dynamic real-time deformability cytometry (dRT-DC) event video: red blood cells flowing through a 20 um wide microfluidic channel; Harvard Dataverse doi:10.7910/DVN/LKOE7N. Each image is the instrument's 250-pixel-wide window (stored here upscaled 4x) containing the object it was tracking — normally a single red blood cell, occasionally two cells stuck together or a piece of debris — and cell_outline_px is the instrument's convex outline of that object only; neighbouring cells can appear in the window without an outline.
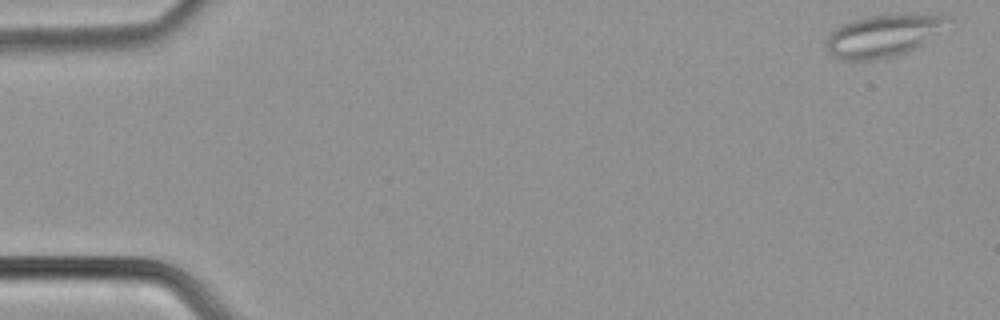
{"species": "common noctule bat (a hibernating species)", "species_latin": "Nyctalus noctula", "temperature_condition": "cold", "stored_images_in_passage": 49, "camera_frame_rate_fps": 3000, "um_per_image_px": 0.085, "animal": {"sex": "male", "body_mass_g": 21.5, "forearm_length_mm": 52.0}, "frame": {"image": 1, "passage_image": 1, "time_ms": 0.0, "image_size_px": [1000, 320], "cell_outline_px": [[956, 24], [916, 48], [892, 56], [872, 60], [844, 60], [832, 56], [824, 48], [828, 32], [840, 24], [864, 16], [900, 12], [940, 12], [952, 16]], "centroid_in_image_um": [75.23, 2.94], "position_along_channel_um": 9.8, "area_um2": 32.02}}
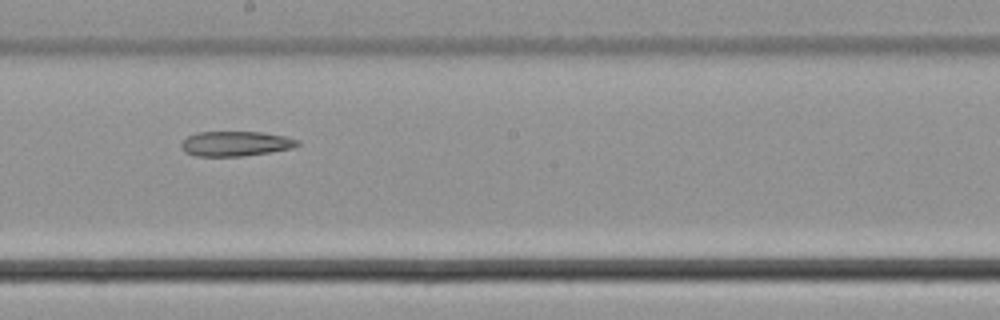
{"frame": {"image": 2, "passage_image": 27, "time_ms": 8.667, "image_size_px": [1000, 320], "cell_outline_px": [[300, 144], [292, 148], [268, 152], [240, 156], [196, 156], [184, 152], [180, 148], [180, 144], [188, 136], [196, 132], [264, 132], [284, 136], [300, 140]], "centroid_in_image_um": [20.0, 12.21], "position_along_channel_um": 228.2, "area_um2": 16.88}}
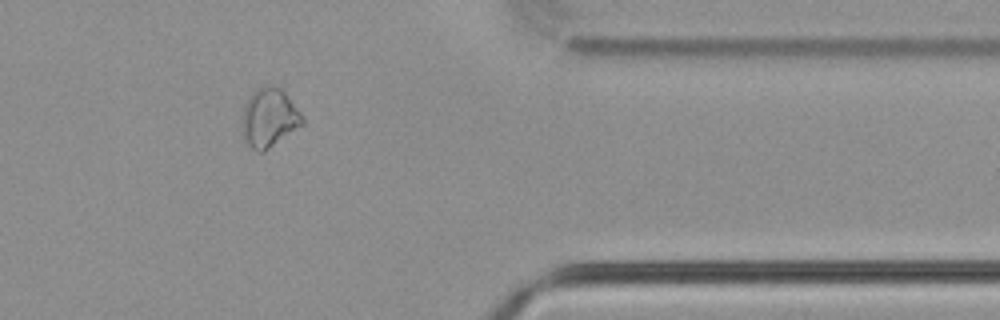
{"frame": {"image": 3, "passage_image": 40, "time_ms": 13.0, "image_size_px": [1000, 320], "cell_outline_px": [[304, 124], [264, 152], [256, 152], [248, 144], [244, 136], [244, 104], [252, 92], [256, 88], [264, 84], [272, 84], [280, 88], [284, 92], [300, 112], [304, 120]], "centroid_in_image_um": [22.9, 9.99], "position_along_channel_um": 388.5, "area_um2": 20.46}}